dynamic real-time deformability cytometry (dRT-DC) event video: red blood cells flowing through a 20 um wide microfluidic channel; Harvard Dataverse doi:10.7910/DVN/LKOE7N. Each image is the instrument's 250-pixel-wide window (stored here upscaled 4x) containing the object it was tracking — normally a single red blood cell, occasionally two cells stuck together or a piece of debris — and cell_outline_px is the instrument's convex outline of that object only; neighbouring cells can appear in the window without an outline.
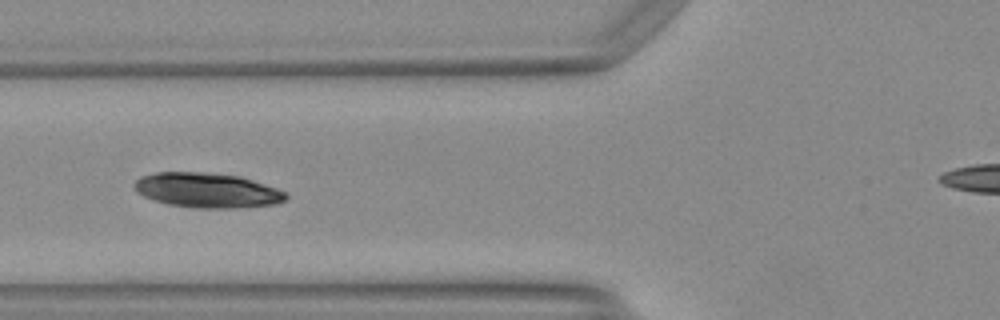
{"species": "Egyptian fruit bat (a non-hibernating species)", "species_latin": "Rousettus aegyptiacus", "temperature_condition": "warm", "stored_images_in_passage": 37, "camera_frame_rate_fps": 3000, "um_per_image_px": 0.085, "animal": {"sex": "female"}, "frame": {"image": 1, "passage_image": 11, "time_ms": 3.333, "image_size_px": [1000, 320], "cell_outline_px": [[288, 200], [276, 204], [240, 208], [192, 208], [168, 204], [144, 196], [136, 192], [132, 184], [140, 176], [156, 172], [204, 172], [240, 176], [276, 188], [284, 192], [288, 196]], "centroid_in_image_um": [17.6, 16.18], "position_along_channel_um": 108.2, "area_um2": 30.92}, "authors_computed_cell_mechanics": {"area_um2": 29.7092, "velocity_mm_per_s": 4.1095, "shape_relaxation_time_tau1_ms": 4.8127, "shape_relaxation_time_tau2_ms": 3.5617, "deformation_change_tau1": 0.0879, "deformation_change_tau2": 0.1143}}